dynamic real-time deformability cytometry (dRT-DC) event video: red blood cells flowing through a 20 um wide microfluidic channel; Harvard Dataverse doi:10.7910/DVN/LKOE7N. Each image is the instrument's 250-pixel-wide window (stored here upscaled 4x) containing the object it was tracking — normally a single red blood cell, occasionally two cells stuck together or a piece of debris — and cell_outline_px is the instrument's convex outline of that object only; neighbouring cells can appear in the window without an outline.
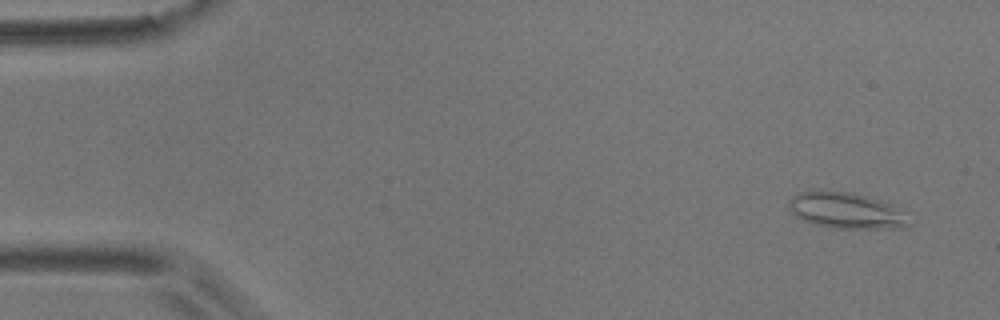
{"species": "common noctule bat (a hibernating species)", "species_latin": "Nyctalus noctula", "temperature_condition": "room temperature", "stored_images_in_passage": 8, "camera_frame_rate_fps": 3000, "um_per_image_px": 0.085, "animal": {"sex": "male", "body_mass_g": 17.9}, "frame": {"image": 1, "passage_image": 1, "time_ms": 0.0, "image_size_px": [1000, 320], "cell_outline_px": [[912, 224], [908, 228], [832, 228], [812, 224], [796, 216], [788, 208], [788, 200], [792, 196], [800, 192], [820, 188], [852, 192], [868, 196], [880, 200], [888, 204], [900, 212]], "centroid_in_image_um": [71.84, 17.87], "position_along_channel_um": 13.2, "area_um2": 25.55}}
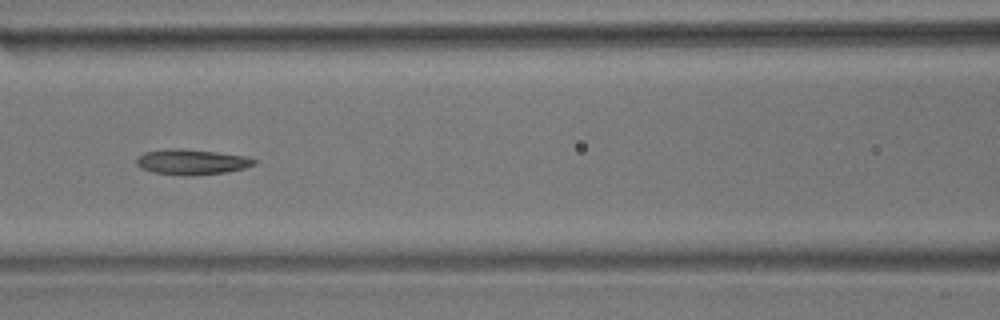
{"frame": {"image": 2, "passage_image": 7, "time_ms": 2.0, "image_size_px": [1000, 320], "cell_outline_px": [[256, 164], [244, 168], [228, 172], [192, 176], [184, 176], [152, 172], [140, 168], [136, 164], [136, 160], [144, 152], [168, 148], [184, 148], [216, 152], [244, 156], [256, 160]], "centroid_in_image_um": [16.27, 13.77], "position_along_channel_um": 150.3, "area_um2": 17.57}}
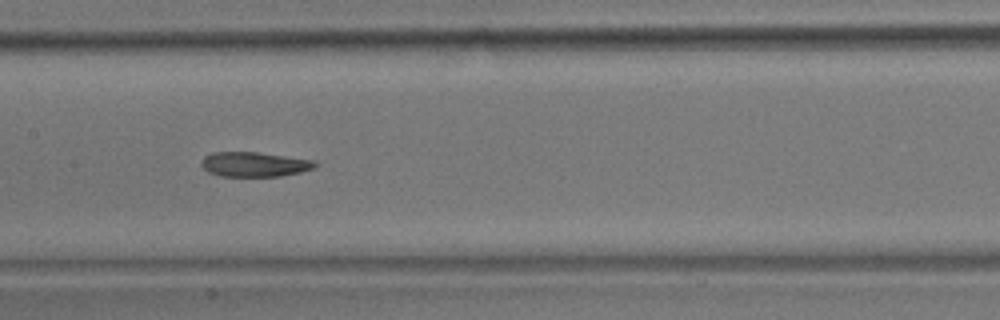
{"frame": {"image": 3, "passage_image": 8, "time_ms": 2.333, "image_size_px": [1000, 320], "cell_outline_px": [[320, 164], [316, 168], [300, 172], [280, 176], [220, 176], [208, 172], [200, 164], [200, 160], [204, 156], [212, 152], [256, 152], [316, 160]], "centroid_in_image_um": [21.65, 13.96], "position_along_channel_um": 185.8, "area_um2": 16.59}}